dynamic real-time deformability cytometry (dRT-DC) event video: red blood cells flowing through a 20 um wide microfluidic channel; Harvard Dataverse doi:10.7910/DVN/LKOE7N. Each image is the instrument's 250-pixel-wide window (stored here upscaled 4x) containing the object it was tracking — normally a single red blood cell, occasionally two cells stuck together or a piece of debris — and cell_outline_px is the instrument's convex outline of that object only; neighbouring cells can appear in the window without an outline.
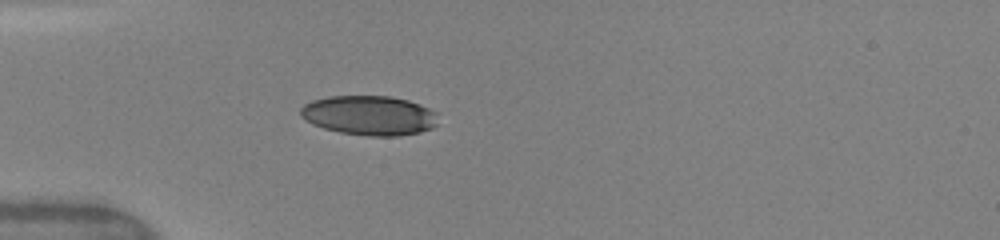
{"species": "human", "species_latin": "Homo sapiens", "temperature_condition": "warm", "stored_images_in_passage": 5, "camera_frame_rate_fps": 3000, "um_per_image_px": 0.085, "donor": {"sex": "female"}, "frame": {"image": 1, "passage_image": 1, "time_ms": 0.0, "image_size_px": [1000, 240], "cell_outline_px": [[436, 124], [432, 128], [420, 132], [400, 136], [368, 136], [340, 132], [324, 128], [312, 124], [304, 120], [300, 116], [300, 108], [304, 104], [312, 100], [328, 96], [392, 96], [408, 100], [420, 104], [436, 112]], "centroid_in_image_um": [31.37, 9.81], "position_along_channel_um": 53.6, "area_um2": 31.91}}